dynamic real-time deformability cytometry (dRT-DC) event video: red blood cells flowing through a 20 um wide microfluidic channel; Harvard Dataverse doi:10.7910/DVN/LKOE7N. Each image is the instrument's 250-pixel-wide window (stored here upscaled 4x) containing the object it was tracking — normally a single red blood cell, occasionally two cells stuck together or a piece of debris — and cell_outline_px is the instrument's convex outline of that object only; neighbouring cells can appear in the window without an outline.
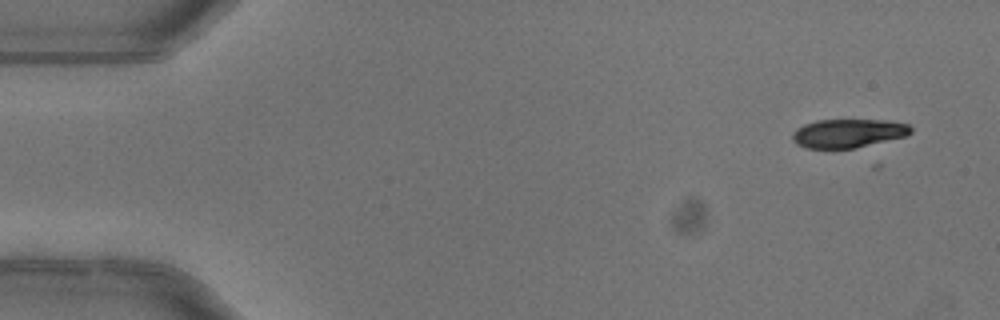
{"species": "common noctule bat (a hibernating species)", "species_latin": "Nyctalus noctula", "temperature_condition": "warm", "stored_images_in_passage": 5, "camera_frame_rate_fps": 3000, "um_per_image_px": 0.085, "animal": {"sex": "female"}, "frame": {"image": 1, "passage_image": 1, "time_ms": 0.0, "image_size_px": [1000, 320], "cell_outline_px": [[912, 132], [904, 136], [856, 148], [804, 148], [796, 144], [792, 140], [792, 132], [796, 128], [804, 124], [816, 120], [888, 120], [908, 124], [912, 128]], "centroid_in_image_um": [72.05, 11.32], "position_along_channel_um": 12.9, "area_um2": 19.83}}
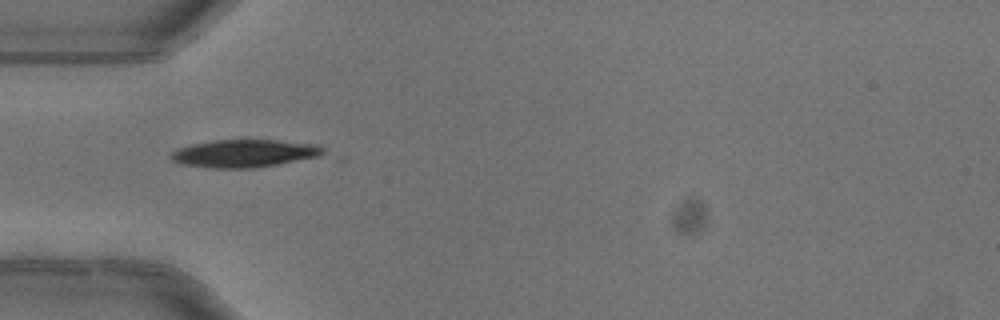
{"frame": {"image": 2, "passage_image": 4, "time_ms": 1.0, "image_size_px": [1000, 320], "cell_outline_px": [[324, 152], [320, 156], [276, 164], [252, 168], [208, 168], [176, 164], [168, 156], [176, 148], [192, 144], [212, 140], [276, 140], [312, 144], [324, 148]], "centroid_in_image_um": [20.65, 13.04], "position_along_channel_um": 64.3, "area_um2": 24.62}}